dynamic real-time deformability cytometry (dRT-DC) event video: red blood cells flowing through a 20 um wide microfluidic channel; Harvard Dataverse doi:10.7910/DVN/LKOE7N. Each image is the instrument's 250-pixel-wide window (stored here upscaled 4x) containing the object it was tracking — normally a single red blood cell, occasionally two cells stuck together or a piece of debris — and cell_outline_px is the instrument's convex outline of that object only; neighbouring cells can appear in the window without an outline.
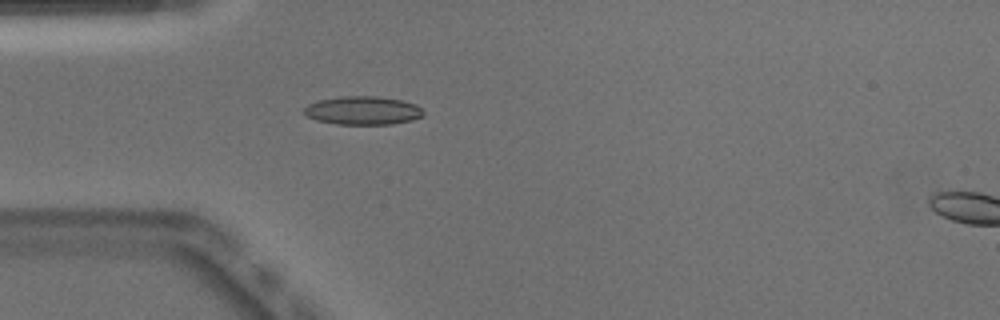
{"species": "Egyptian fruit bat (a non-hibernating species)", "species_latin": "Rousettus aegyptiacus", "temperature_condition": "warm", "stored_images_in_passage": 37, "camera_frame_rate_fps": 3000, "um_per_image_px": 0.085, "animal": {"sex": "male"}, "frame": {"image": 1, "passage_image": 1, "time_ms": 0.0, "image_size_px": [1000, 320], "cell_outline_px": [[424, 116], [412, 120], [392, 124], [336, 124], [316, 120], [308, 116], [304, 112], [304, 108], [308, 104], [320, 100], [344, 96], [376, 96], [400, 100], [416, 104], [424, 112]], "centroid_in_image_um": [30.86, 9.4], "position_along_channel_um": 54.1, "area_um2": 19.65}}
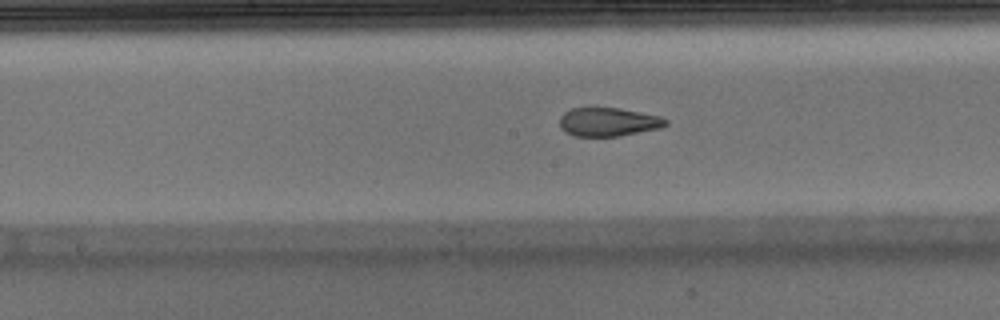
{"frame": {"image": 2, "passage_image": 12, "time_ms": 3.667, "image_size_px": [1000, 320], "cell_outline_px": [[668, 124], [660, 128], [616, 136], [572, 136], [564, 132], [560, 128], [560, 116], [564, 112], [572, 108], [620, 108], [660, 116], [668, 120]], "centroid_in_image_um": [51.68, 10.36], "position_along_channel_um": 196.5, "area_um2": 17.69}}
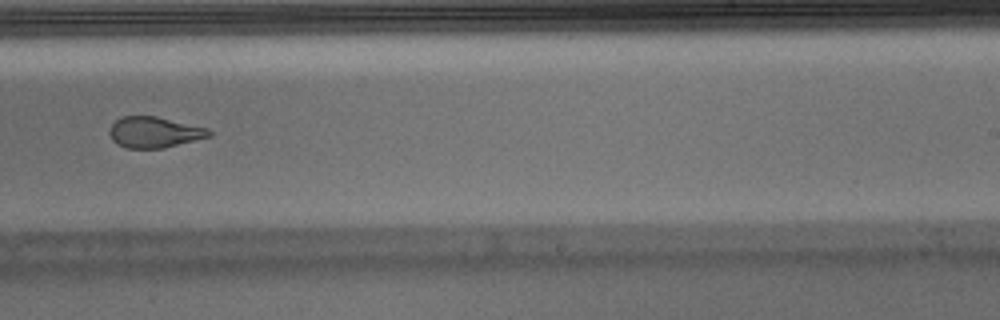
{"frame": {"image": 3, "passage_image": 18, "time_ms": 5.667, "image_size_px": [1000, 320], "cell_outline_px": [[212, 136], [164, 148], [128, 148], [116, 144], [112, 140], [108, 132], [112, 124], [116, 120], [124, 116], [156, 116], [208, 128], [212, 132]], "centroid_in_image_um": [13.12, 11.24], "position_along_channel_um": 275.9, "area_um2": 17.98}, "authors_computed_cell_mechanics": {"area_um2": 19.652, "velocity_mm_per_s": 3.9857, "shape_relaxation_time_tau1_ms": null, "shape_relaxation_time_tau2_ms": 1.4337, "deformation_change_tau1": null, "deformation_change_tau2": 0.0889}}